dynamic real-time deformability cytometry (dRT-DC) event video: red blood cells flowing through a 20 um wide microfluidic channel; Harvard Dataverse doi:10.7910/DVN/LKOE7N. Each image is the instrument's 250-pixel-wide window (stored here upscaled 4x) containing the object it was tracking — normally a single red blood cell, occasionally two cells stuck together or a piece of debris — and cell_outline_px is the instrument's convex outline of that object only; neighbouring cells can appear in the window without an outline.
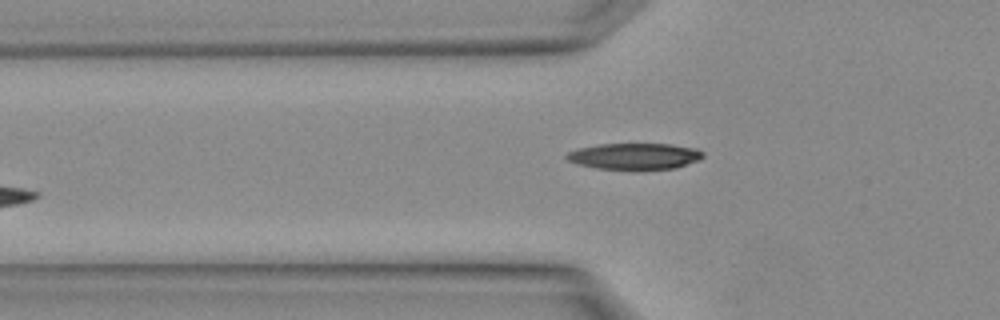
{"species": "Egyptian fruit bat (a non-hibernating species)", "species_latin": "Rousettus aegyptiacus", "temperature_condition": "warm", "stored_images_in_passage": 3, "camera_frame_rate_fps": 3000, "um_per_image_px": 0.085, "animal": {"sex": "female"}, "frame": {"image": 1, "passage_image": 3, "time_ms": 0.667, "image_size_px": [1000, 320], "cell_outline_px": [[704, 156], [700, 160], [676, 168], [644, 172], [632, 172], [596, 168], [576, 164], [568, 160], [564, 156], [568, 152], [580, 148], [600, 144], [672, 144], [696, 148], [704, 152]], "centroid_in_image_um": [53.98, 13.33], "position_along_channel_um": 71.8, "area_um2": 21.91}}